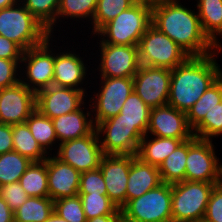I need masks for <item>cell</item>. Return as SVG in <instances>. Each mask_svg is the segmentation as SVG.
Returning a JSON list of instances; mask_svg holds the SVG:
<instances>
[{
	"label": "cell",
	"instance_id": "40",
	"mask_svg": "<svg viewBox=\"0 0 222 222\" xmlns=\"http://www.w3.org/2000/svg\"><path fill=\"white\" fill-rule=\"evenodd\" d=\"M0 197L13 212L29 198L19 181L0 186Z\"/></svg>",
	"mask_w": 222,
	"mask_h": 222
},
{
	"label": "cell",
	"instance_id": "12",
	"mask_svg": "<svg viewBox=\"0 0 222 222\" xmlns=\"http://www.w3.org/2000/svg\"><path fill=\"white\" fill-rule=\"evenodd\" d=\"M58 144L56 157L80 173L98 169L104 156L96 129L82 138Z\"/></svg>",
	"mask_w": 222,
	"mask_h": 222
},
{
	"label": "cell",
	"instance_id": "31",
	"mask_svg": "<svg viewBox=\"0 0 222 222\" xmlns=\"http://www.w3.org/2000/svg\"><path fill=\"white\" fill-rule=\"evenodd\" d=\"M31 134L46 152H50L47 149L53 150L51 147L55 143H58L57 136L55 133L52 119L42 115L37 109L29 116L25 121ZM55 141V142H54ZM48 151V152H47Z\"/></svg>",
	"mask_w": 222,
	"mask_h": 222
},
{
	"label": "cell",
	"instance_id": "48",
	"mask_svg": "<svg viewBox=\"0 0 222 222\" xmlns=\"http://www.w3.org/2000/svg\"><path fill=\"white\" fill-rule=\"evenodd\" d=\"M20 0H0V10L16 5Z\"/></svg>",
	"mask_w": 222,
	"mask_h": 222
},
{
	"label": "cell",
	"instance_id": "33",
	"mask_svg": "<svg viewBox=\"0 0 222 222\" xmlns=\"http://www.w3.org/2000/svg\"><path fill=\"white\" fill-rule=\"evenodd\" d=\"M138 0H97L96 11L91 21L92 33L95 34L103 25L130 8Z\"/></svg>",
	"mask_w": 222,
	"mask_h": 222
},
{
	"label": "cell",
	"instance_id": "7",
	"mask_svg": "<svg viewBox=\"0 0 222 222\" xmlns=\"http://www.w3.org/2000/svg\"><path fill=\"white\" fill-rule=\"evenodd\" d=\"M140 65L173 70L190 56L152 24L138 43Z\"/></svg>",
	"mask_w": 222,
	"mask_h": 222
},
{
	"label": "cell",
	"instance_id": "17",
	"mask_svg": "<svg viewBox=\"0 0 222 222\" xmlns=\"http://www.w3.org/2000/svg\"><path fill=\"white\" fill-rule=\"evenodd\" d=\"M135 155H104L100 163L109 199L121 209L126 204L130 165Z\"/></svg>",
	"mask_w": 222,
	"mask_h": 222
},
{
	"label": "cell",
	"instance_id": "18",
	"mask_svg": "<svg viewBox=\"0 0 222 222\" xmlns=\"http://www.w3.org/2000/svg\"><path fill=\"white\" fill-rule=\"evenodd\" d=\"M149 133L151 136L174 139H190L194 136L186 113L168 104L151 108L146 135Z\"/></svg>",
	"mask_w": 222,
	"mask_h": 222
},
{
	"label": "cell",
	"instance_id": "19",
	"mask_svg": "<svg viewBox=\"0 0 222 222\" xmlns=\"http://www.w3.org/2000/svg\"><path fill=\"white\" fill-rule=\"evenodd\" d=\"M81 173L56 156L47 157L49 197L55 201L78 195Z\"/></svg>",
	"mask_w": 222,
	"mask_h": 222
},
{
	"label": "cell",
	"instance_id": "13",
	"mask_svg": "<svg viewBox=\"0 0 222 222\" xmlns=\"http://www.w3.org/2000/svg\"><path fill=\"white\" fill-rule=\"evenodd\" d=\"M171 70L141 65L133 77V91L150 108L167 105Z\"/></svg>",
	"mask_w": 222,
	"mask_h": 222
},
{
	"label": "cell",
	"instance_id": "8",
	"mask_svg": "<svg viewBox=\"0 0 222 222\" xmlns=\"http://www.w3.org/2000/svg\"><path fill=\"white\" fill-rule=\"evenodd\" d=\"M104 155H137L144 135L126 120L112 117L95 126ZM103 135L105 137L100 138Z\"/></svg>",
	"mask_w": 222,
	"mask_h": 222
},
{
	"label": "cell",
	"instance_id": "45",
	"mask_svg": "<svg viewBox=\"0 0 222 222\" xmlns=\"http://www.w3.org/2000/svg\"><path fill=\"white\" fill-rule=\"evenodd\" d=\"M0 222H14V212L8 204L0 197Z\"/></svg>",
	"mask_w": 222,
	"mask_h": 222
},
{
	"label": "cell",
	"instance_id": "44",
	"mask_svg": "<svg viewBox=\"0 0 222 222\" xmlns=\"http://www.w3.org/2000/svg\"><path fill=\"white\" fill-rule=\"evenodd\" d=\"M12 125L0 123V155L13 151Z\"/></svg>",
	"mask_w": 222,
	"mask_h": 222
},
{
	"label": "cell",
	"instance_id": "29",
	"mask_svg": "<svg viewBox=\"0 0 222 222\" xmlns=\"http://www.w3.org/2000/svg\"><path fill=\"white\" fill-rule=\"evenodd\" d=\"M187 140L183 141L160 165L159 172L163 183H177L185 180Z\"/></svg>",
	"mask_w": 222,
	"mask_h": 222
},
{
	"label": "cell",
	"instance_id": "20",
	"mask_svg": "<svg viewBox=\"0 0 222 222\" xmlns=\"http://www.w3.org/2000/svg\"><path fill=\"white\" fill-rule=\"evenodd\" d=\"M79 56L72 51L55 55L53 85L86 91L79 86L87 74V67Z\"/></svg>",
	"mask_w": 222,
	"mask_h": 222
},
{
	"label": "cell",
	"instance_id": "14",
	"mask_svg": "<svg viewBox=\"0 0 222 222\" xmlns=\"http://www.w3.org/2000/svg\"><path fill=\"white\" fill-rule=\"evenodd\" d=\"M100 77H134L140 65L138 46L99 43Z\"/></svg>",
	"mask_w": 222,
	"mask_h": 222
},
{
	"label": "cell",
	"instance_id": "3",
	"mask_svg": "<svg viewBox=\"0 0 222 222\" xmlns=\"http://www.w3.org/2000/svg\"><path fill=\"white\" fill-rule=\"evenodd\" d=\"M151 23L152 1L138 0L130 8L103 25L94 35L103 37L100 43L138 46L139 40Z\"/></svg>",
	"mask_w": 222,
	"mask_h": 222
},
{
	"label": "cell",
	"instance_id": "4",
	"mask_svg": "<svg viewBox=\"0 0 222 222\" xmlns=\"http://www.w3.org/2000/svg\"><path fill=\"white\" fill-rule=\"evenodd\" d=\"M0 35L18 44L24 51L44 43L51 35L20 3L0 10Z\"/></svg>",
	"mask_w": 222,
	"mask_h": 222
},
{
	"label": "cell",
	"instance_id": "16",
	"mask_svg": "<svg viewBox=\"0 0 222 222\" xmlns=\"http://www.w3.org/2000/svg\"><path fill=\"white\" fill-rule=\"evenodd\" d=\"M82 90L52 85L36 93V109L44 116L55 117L77 111L84 105Z\"/></svg>",
	"mask_w": 222,
	"mask_h": 222
},
{
	"label": "cell",
	"instance_id": "36",
	"mask_svg": "<svg viewBox=\"0 0 222 222\" xmlns=\"http://www.w3.org/2000/svg\"><path fill=\"white\" fill-rule=\"evenodd\" d=\"M192 131L195 137L211 141L212 137L222 135V101L207 112Z\"/></svg>",
	"mask_w": 222,
	"mask_h": 222
},
{
	"label": "cell",
	"instance_id": "2",
	"mask_svg": "<svg viewBox=\"0 0 222 222\" xmlns=\"http://www.w3.org/2000/svg\"><path fill=\"white\" fill-rule=\"evenodd\" d=\"M214 52L201 57H189L171 70L167 104L187 113L205 91L222 76Z\"/></svg>",
	"mask_w": 222,
	"mask_h": 222
},
{
	"label": "cell",
	"instance_id": "5",
	"mask_svg": "<svg viewBox=\"0 0 222 222\" xmlns=\"http://www.w3.org/2000/svg\"><path fill=\"white\" fill-rule=\"evenodd\" d=\"M217 183L184 180L172 184V222L203 220L210 194Z\"/></svg>",
	"mask_w": 222,
	"mask_h": 222
},
{
	"label": "cell",
	"instance_id": "10",
	"mask_svg": "<svg viewBox=\"0 0 222 222\" xmlns=\"http://www.w3.org/2000/svg\"><path fill=\"white\" fill-rule=\"evenodd\" d=\"M101 89L95 94L91 111H95L94 125L115 117L121 112L124 102L133 92V77H101ZM94 107V109H93ZM94 110V111H93Z\"/></svg>",
	"mask_w": 222,
	"mask_h": 222
},
{
	"label": "cell",
	"instance_id": "41",
	"mask_svg": "<svg viewBox=\"0 0 222 222\" xmlns=\"http://www.w3.org/2000/svg\"><path fill=\"white\" fill-rule=\"evenodd\" d=\"M21 60H9L0 58V89H4L17 84L20 77L19 72ZM19 65V66H18ZM17 75L19 78H17Z\"/></svg>",
	"mask_w": 222,
	"mask_h": 222
},
{
	"label": "cell",
	"instance_id": "27",
	"mask_svg": "<svg viewBox=\"0 0 222 222\" xmlns=\"http://www.w3.org/2000/svg\"><path fill=\"white\" fill-rule=\"evenodd\" d=\"M54 211L50 197L30 196L14 211V222H44Z\"/></svg>",
	"mask_w": 222,
	"mask_h": 222
},
{
	"label": "cell",
	"instance_id": "26",
	"mask_svg": "<svg viewBox=\"0 0 222 222\" xmlns=\"http://www.w3.org/2000/svg\"><path fill=\"white\" fill-rule=\"evenodd\" d=\"M19 183L29 197H49L47 159L32 162L20 177Z\"/></svg>",
	"mask_w": 222,
	"mask_h": 222
},
{
	"label": "cell",
	"instance_id": "38",
	"mask_svg": "<svg viewBox=\"0 0 222 222\" xmlns=\"http://www.w3.org/2000/svg\"><path fill=\"white\" fill-rule=\"evenodd\" d=\"M54 211L68 222H87L79 195L55 200Z\"/></svg>",
	"mask_w": 222,
	"mask_h": 222
},
{
	"label": "cell",
	"instance_id": "32",
	"mask_svg": "<svg viewBox=\"0 0 222 222\" xmlns=\"http://www.w3.org/2000/svg\"><path fill=\"white\" fill-rule=\"evenodd\" d=\"M32 163L27 157L16 151L0 155V186L18 182Z\"/></svg>",
	"mask_w": 222,
	"mask_h": 222
},
{
	"label": "cell",
	"instance_id": "23",
	"mask_svg": "<svg viewBox=\"0 0 222 222\" xmlns=\"http://www.w3.org/2000/svg\"><path fill=\"white\" fill-rule=\"evenodd\" d=\"M196 5L203 33L213 43L215 50L222 52L217 38L222 35V0H197Z\"/></svg>",
	"mask_w": 222,
	"mask_h": 222
},
{
	"label": "cell",
	"instance_id": "11",
	"mask_svg": "<svg viewBox=\"0 0 222 222\" xmlns=\"http://www.w3.org/2000/svg\"><path fill=\"white\" fill-rule=\"evenodd\" d=\"M50 39L52 40V37L41 45L24 51L20 62L21 65L24 63L20 68L26 67V76H23L24 79H20V82L35 93L53 85L56 53L50 50Z\"/></svg>",
	"mask_w": 222,
	"mask_h": 222
},
{
	"label": "cell",
	"instance_id": "50",
	"mask_svg": "<svg viewBox=\"0 0 222 222\" xmlns=\"http://www.w3.org/2000/svg\"><path fill=\"white\" fill-rule=\"evenodd\" d=\"M197 222H206V221L203 219V220H199V221H197Z\"/></svg>",
	"mask_w": 222,
	"mask_h": 222
},
{
	"label": "cell",
	"instance_id": "46",
	"mask_svg": "<svg viewBox=\"0 0 222 222\" xmlns=\"http://www.w3.org/2000/svg\"><path fill=\"white\" fill-rule=\"evenodd\" d=\"M87 222H124L122 215H103L87 220Z\"/></svg>",
	"mask_w": 222,
	"mask_h": 222
},
{
	"label": "cell",
	"instance_id": "1",
	"mask_svg": "<svg viewBox=\"0 0 222 222\" xmlns=\"http://www.w3.org/2000/svg\"><path fill=\"white\" fill-rule=\"evenodd\" d=\"M180 0L152 1V25L166 34L190 57L214 53L213 43L203 33L198 13L185 8Z\"/></svg>",
	"mask_w": 222,
	"mask_h": 222
},
{
	"label": "cell",
	"instance_id": "6",
	"mask_svg": "<svg viewBox=\"0 0 222 222\" xmlns=\"http://www.w3.org/2000/svg\"><path fill=\"white\" fill-rule=\"evenodd\" d=\"M172 184L162 183L128 201L120 210L124 222H172Z\"/></svg>",
	"mask_w": 222,
	"mask_h": 222
},
{
	"label": "cell",
	"instance_id": "9",
	"mask_svg": "<svg viewBox=\"0 0 222 222\" xmlns=\"http://www.w3.org/2000/svg\"><path fill=\"white\" fill-rule=\"evenodd\" d=\"M215 152L211 140L188 139L185 180L218 183L221 163Z\"/></svg>",
	"mask_w": 222,
	"mask_h": 222
},
{
	"label": "cell",
	"instance_id": "39",
	"mask_svg": "<svg viewBox=\"0 0 222 222\" xmlns=\"http://www.w3.org/2000/svg\"><path fill=\"white\" fill-rule=\"evenodd\" d=\"M107 195V188L100 168L81 173L78 194Z\"/></svg>",
	"mask_w": 222,
	"mask_h": 222
},
{
	"label": "cell",
	"instance_id": "43",
	"mask_svg": "<svg viewBox=\"0 0 222 222\" xmlns=\"http://www.w3.org/2000/svg\"><path fill=\"white\" fill-rule=\"evenodd\" d=\"M24 50L13 41L0 35V58L9 60H21Z\"/></svg>",
	"mask_w": 222,
	"mask_h": 222
},
{
	"label": "cell",
	"instance_id": "25",
	"mask_svg": "<svg viewBox=\"0 0 222 222\" xmlns=\"http://www.w3.org/2000/svg\"><path fill=\"white\" fill-rule=\"evenodd\" d=\"M13 151L27 157L32 162L44 161L46 153L35 140L26 123L12 125Z\"/></svg>",
	"mask_w": 222,
	"mask_h": 222
},
{
	"label": "cell",
	"instance_id": "42",
	"mask_svg": "<svg viewBox=\"0 0 222 222\" xmlns=\"http://www.w3.org/2000/svg\"><path fill=\"white\" fill-rule=\"evenodd\" d=\"M204 220L222 222V189L217 184L210 194Z\"/></svg>",
	"mask_w": 222,
	"mask_h": 222
},
{
	"label": "cell",
	"instance_id": "21",
	"mask_svg": "<svg viewBox=\"0 0 222 222\" xmlns=\"http://www.w3.org/2000/svg\"><path fill=\"white\" fill-rule=\"evenodd\" d=\"M159 167L147 164L135 157L130 165L126 190V203L142 196L162 184Z\"/></svg>",
	"mask_w": 222,
	"mask_h": 222
},
{
	"label": "cell",
	"instance_id": "22",
	"mask_svg": "<svg viewBox=\"0 0 222 222\" xmlns=\"http://www.w3.org/2000/svg\"><path fill=\"white\" fill-rule=\"evenodd\" d=\"M83 110L84 108L81 107L75 112L52 119L57 140L61 141L60 143L82 138L89 135L95 129L91 117L93 114L90 111L85 113Z\"/></svg>",
	"mask_w": 222,
	"mask_h": 222
},
{
	"label": "cell",
	"instance_id": "30",
	"mask_svg": "<svg viewBox=\"0 0 222 222\" xmlns=\"http://www.w3.org/2000/svg\"><path fill=\"white\" fill-rule=\"evenodd\" d=\"M222 101V76L214 82L186 113L189 126L193 129L217 103Z\"/></svg>",
	"mask_w": 222,
	"mask_h": 222
},
{
	"label": "cell",
	"instance_id": "37",
	"mask_svg": "<svg viewBox=\"0 0 222 222\" xmlns=\"http://www.w3.org/2000/svg\"><path fill=\"white\" fill-rule=\"evenodd\" d=\"M97 7V0H60L57 11V20L62 18H89L93 20L94 13Z\"/></svg>",
	"mask_w": 222,
	"mask_h": 222
},
{
	"label": "cell",
	"instance_id": "35",
	"mask_svg": "<svg viewBox=\"0 0 222 222\" xmlns=\"http://www.w3.org/2000/svg\"><path fill=\"white\" fill-rule=\"evenodd\" d=\"M83 205L86 219L103 215H122L121 210L109 199L101 194H78Z\"/></svg>",
	"mask_w": 222,
	"mask_h": 222
},
{
	"label": "cell",
	"instance_id": "47",
	"mask_svg": "<svg viewBox=\"0 0 222 222\" xmlns=\"http://www.w3.org/2000/svg\"><path fill=\"white\" fill-rule=\"evenodd\" d=\"M44 222H68L60 217L55 211Z\"/></svg>",
	"mask_w": 222,
	"mask_h": 222
},
{
	"label": "cell",
	"instance_id": "24",
	"mask_svg": "<svg viewBox=\"0 0 222 222\" xmlns=\"http://www.w3.org/2000/svg\"><path fill=\"white\" fill-rule=\"evenodd\" d=\"M145 135L139 143L136 157L141 161L156 167L176 150V148L188 139L161 138L154 136V139H148Z\"/></svg>",
	"mask_w": 222,
	"mask_h": 222
},
{
	"label": "cell",
	"instance_id": "15",
	"mask_svg": "<svg viewBox=\"0 0 222 222\" xmlns=\"http://www.w3.org/2000/svg\"><path fill=\"white\" fill-rule=\"evenodd\" d=\"M36 110V93L20 81L0 89V123L22 124Z\"/></svg>",
	"mask_w": 222,
	"mask_h": 222
},
{
	"label": "cell",
	"instance_id": "28",
	"mask_svg": "<svg viewBox=\"0 0 222 222\" xmlns=\"http://www.w3.org/2000/svg\"><path fill=\"white\" fill-rule=\"evenodd\" d=\"M151 108L133 91L123 104L121 112L115 117L126 120L145 136L149 126Z\"/></svg>",
	"mask_w": 222,
	"mask_h": 222
},
{
	"label": "cell",
	"instance_id": "34",
	"mask_svg": "<svg viewBox=\"0 0 222 222\" xmlns=\"http://www.w3.org/2000/svg\"><path fill=\"white\" fill-rule=\"evenodd\" d=\"M26 9L45 27L50 35L57 19L60 0H20Z\"/></svg>",
	"mask_w": 222,
	"mask_h": 222
},
{
	"label": "cell",
	"instance_id": "49",
	"mask_svg": "<svg viewBox=\"0 0 222 222\" xmlns=\"http://www.w3.org/2000/svg\"><path fill=\"white\" fill-rule=\"evenodd\" d=\"M217 185L222 189V164H221V167H220V172H219V178H218Z\"/></svg>",
	"mask_w": 222,
	"mask_h": 222
}]
</instances>
